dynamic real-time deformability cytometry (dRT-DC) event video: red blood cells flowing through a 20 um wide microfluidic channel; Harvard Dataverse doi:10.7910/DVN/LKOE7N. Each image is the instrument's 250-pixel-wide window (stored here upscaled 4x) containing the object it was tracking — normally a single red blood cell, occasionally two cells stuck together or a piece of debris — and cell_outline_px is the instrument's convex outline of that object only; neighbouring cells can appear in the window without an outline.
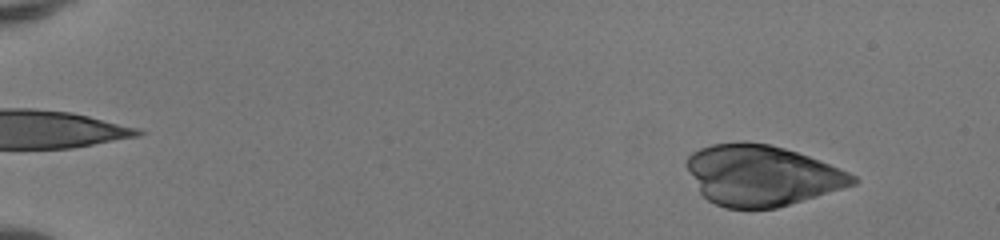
{"species": "human", "species_latin": "Homo sapiens", "temperature_condition": "room temperature", "stored_images_in_passage": 45, "camera_frame_rate_fps": 3000, "um_per_image_px": 0.085, "donor": {"sex": "female"}, "frame": {"image": 1, "passage_image": 5, "time_ms": 1.333, "image_size_px": [1000, 240], "cell_outline_px": [[860, 180], [856, 184], [776, 208], [724, 208], [708, 200], [700, 192], [684, 164], [688, 156], [692, 152], [700, 148], [712, 144], [744, 140], [768, 144], [784, 148], [808, 156], [848, 172], [856, 176]], "centroid_in_image_um": [64.71, 14.89], "position_along_channel_um": 20.3, "area_um2": 58.49}}
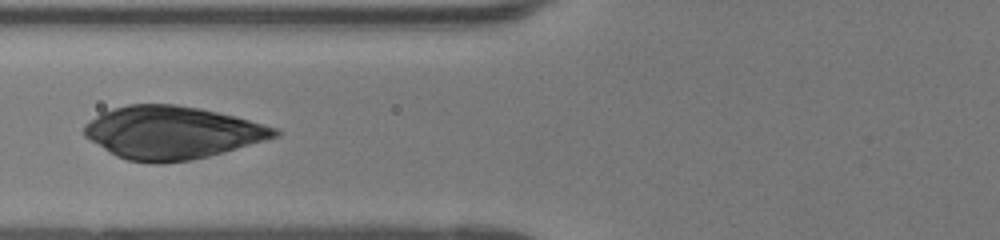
{"frame": {"image": 2, "passage_image": 22, "time_ms": 7.0, "image_size_px": [1000, 240], "cell_outline_px": [[280, 136], [224, 152], [192, 160], [164, 164], [156, 164], [128, 160], [116, 156], [84, 136], [84, 124], [100, 112], [112, 108], [128, 104], [176, 104], [200, 108], [236, 116], [280, 128]], "centroid_in_image_um": [14.64, 11.26], "position_along_channel_um": 111.2, "area_um2": 59.01}}
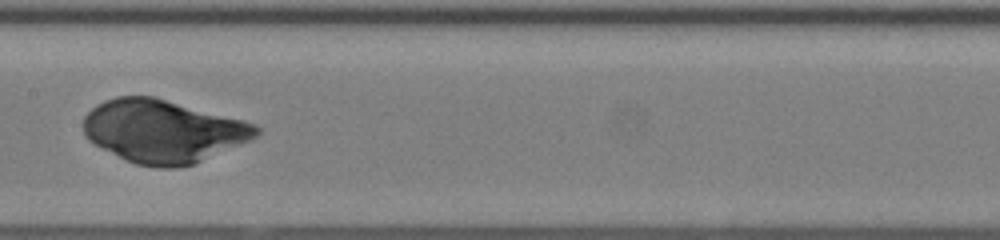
{"frame": {"image": 3, "passage_image": 28, "time_ms": 9.0, "image_size_px": [1000, 240], "cell_outline_px": [[260, 132], [252, 140], [196, 164], [176, 168], [156, 168], [136, 164], [88, 140], [84, 136], [84, 116], [96, 104], [104, 100], [116, 96], [152, 96], [244, 120], [256, 124], [260, 128]], "centroid_in_image_um": [13.9, 11.16], "position_along_channel_um": 193.5, "area_um2": 63.41}}